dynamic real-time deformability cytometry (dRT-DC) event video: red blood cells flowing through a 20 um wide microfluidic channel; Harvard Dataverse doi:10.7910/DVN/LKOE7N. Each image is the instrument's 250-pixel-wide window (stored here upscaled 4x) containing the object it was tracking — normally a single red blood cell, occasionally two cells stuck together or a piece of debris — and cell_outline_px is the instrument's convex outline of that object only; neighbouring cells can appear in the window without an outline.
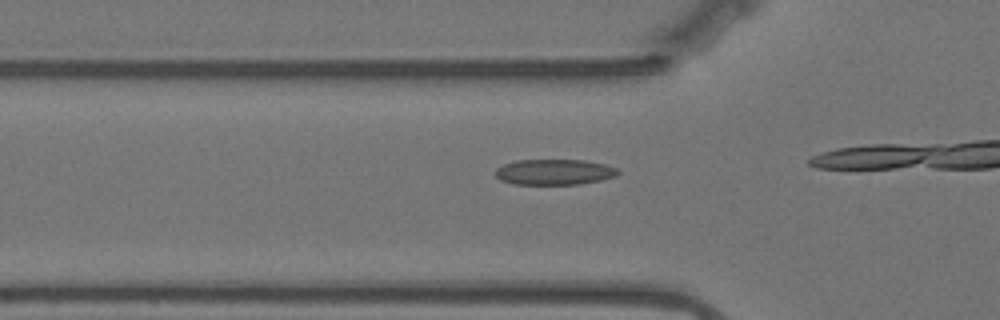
{"species": "Egyptian fruit bat (a non-hibernating species)", "species_latin": "Rousettus aegyptiacus", "temperature_condition": "warm", "stored_images_in_passage": 15, "camera_frame_rate_fps": 3000, "um_per_image_px": 0.085, "animal": {"sex": "female"}, "frame": {"image": 1, "passage_image": 11, "time_ms": 3.333, "image_size_px": [1000, 320], "cell_outline_px": [[620, 172], [616, 176], [600, 180], [580, 184], [512, 184], [500, 180], [496, 176], [496, 168], [504, 164], [516, 160], [584, 160], [604, 164], [616, 168]], "centroid_in_image_um": [47.1, 14.62], "position_along_channel_um": 78.7, "area_um2": 18.26}}